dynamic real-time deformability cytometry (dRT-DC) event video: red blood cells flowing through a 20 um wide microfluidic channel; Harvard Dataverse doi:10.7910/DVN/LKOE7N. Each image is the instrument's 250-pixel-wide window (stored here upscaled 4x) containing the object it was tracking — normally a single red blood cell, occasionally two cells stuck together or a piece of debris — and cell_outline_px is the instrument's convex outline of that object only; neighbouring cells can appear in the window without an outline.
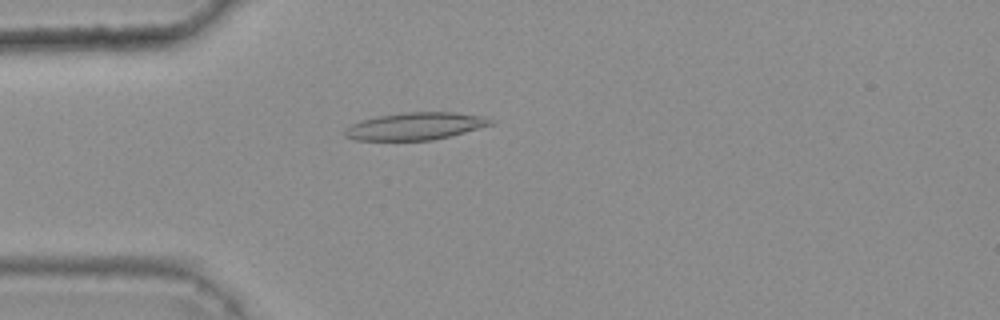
{"species": "common noctule bat (a hibernating species)", "species_latin": "Nyctalus noctula", "temperature_condition": "warm", "stored_images_in_passage": 54, "camera_frame_rate_fps": 3000, "um_per_image_px": 0.085, "animal": {"sex": "female", "body_mass_g": 25.1}, "frame": {"image": 1, "passage_image": 14, "time_ms": 4.333, "image_size_px": [1000, 320], "cell_outline_px": [[496, 120], [492, 124], [464, 132], [432, 140], [352, 140], [344, 136], [344, 128], [360, 120], [380, 116], [404, 112], [456, 112], [484, 116]], "centroid_in_image_um": [35.29, 10.72], "position_along_channel_um": 49.7, "area_um2": 23.24}}
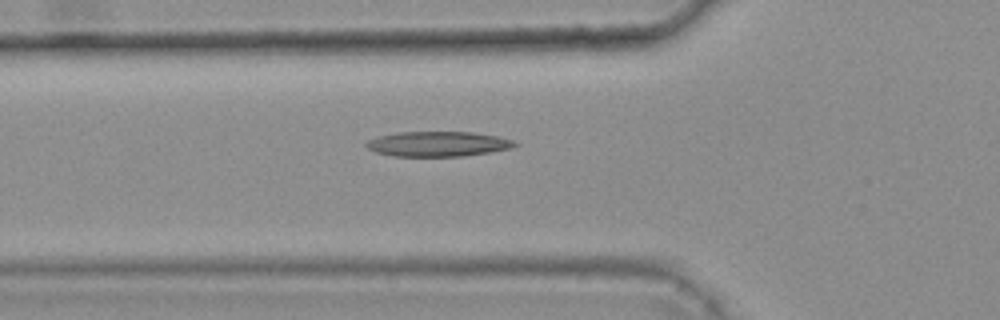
{"frame": {"image": 2, "passage_image": 18, "time_ms": 5.667, "image_size_px": [1000, 320], "cell_outline_px": [[520, 144], [512, 148], [464, 156], [392, 156], [376, 152], [368, 148], [364, 144], [368, 140], [380, 136], [400, 132], [472, 132], [496, 136], [512, 140]], "centroid_in_image_um": [37.23, 12.24], "position_along_channel_um": 88.6, "area_um2": 21.5}}
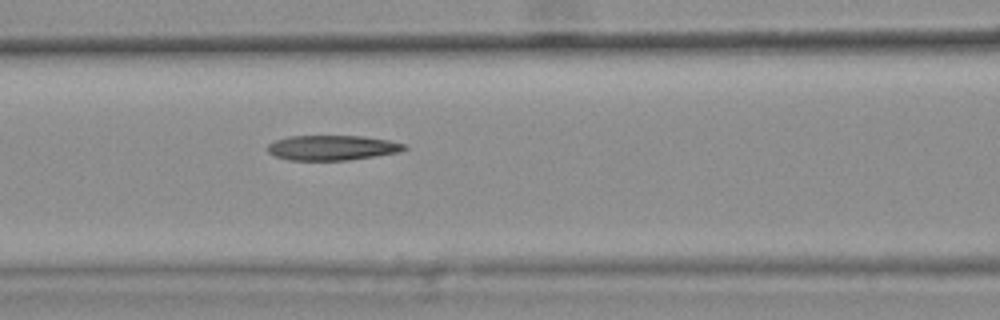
{"frame": {"image": 3, "passage_image": 22, "time_ms": 7.0, "image_size_px": [1000, 320], "cell_outline_px": [[408, 148], [400, 152], [376, 156], [348, 160], [288, 160], [276, 156], [268, 152], [268, 144], [276, 140], [288, 136], [364, 136], [388, 140], [404, 144]], "centroid_in_image_um": [28.25, 12.56], "position_along_channel_um": 138.3, "area_um2": 19.88}}